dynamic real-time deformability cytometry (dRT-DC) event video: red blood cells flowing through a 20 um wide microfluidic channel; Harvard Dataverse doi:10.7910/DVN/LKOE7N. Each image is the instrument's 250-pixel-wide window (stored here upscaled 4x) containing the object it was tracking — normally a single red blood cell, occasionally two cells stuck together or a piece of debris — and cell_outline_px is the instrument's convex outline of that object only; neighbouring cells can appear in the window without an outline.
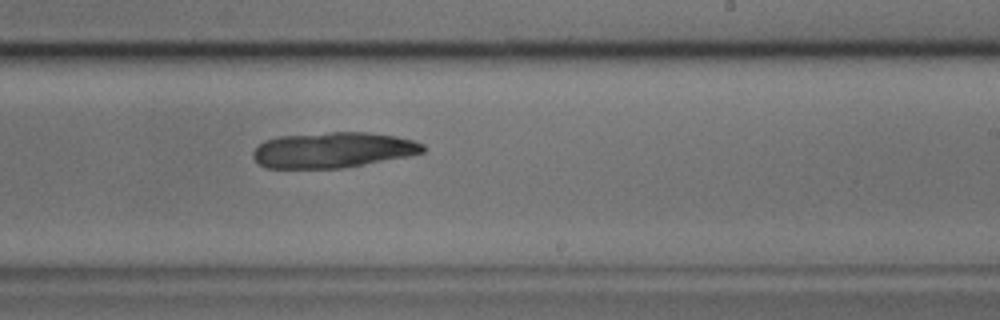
{"species": "common noctule bat (a hibernating species)", "species_latin": "Nyctalus noctula", "temperature_condition": "cold", "stored_images_in_passage": 36, "camera_frame_rate_fps": 3000, "um_per_image_px": 0.085, "animal": {"sex": "male", "body_mass_g": 17.9, "forearm_length_mm": 54.2}, "frame": {"image": 1, "passage_image": 17, "time_ms": 5.333, "image_size_px": [1000, 320], "cell_outline_px": [[424, 152], [408, 156], [344, 168], [268, 168], [260, 164], [252, 156], [252, 152], [264, 140], [280, 136], [328, 132], [368, 132], [396, 136], [416, 140], [424, 144]], "centroid_in_image_um": [28.32, 12.74], "position_along_channel_um": 260.7, "area_um2": 35.32}}